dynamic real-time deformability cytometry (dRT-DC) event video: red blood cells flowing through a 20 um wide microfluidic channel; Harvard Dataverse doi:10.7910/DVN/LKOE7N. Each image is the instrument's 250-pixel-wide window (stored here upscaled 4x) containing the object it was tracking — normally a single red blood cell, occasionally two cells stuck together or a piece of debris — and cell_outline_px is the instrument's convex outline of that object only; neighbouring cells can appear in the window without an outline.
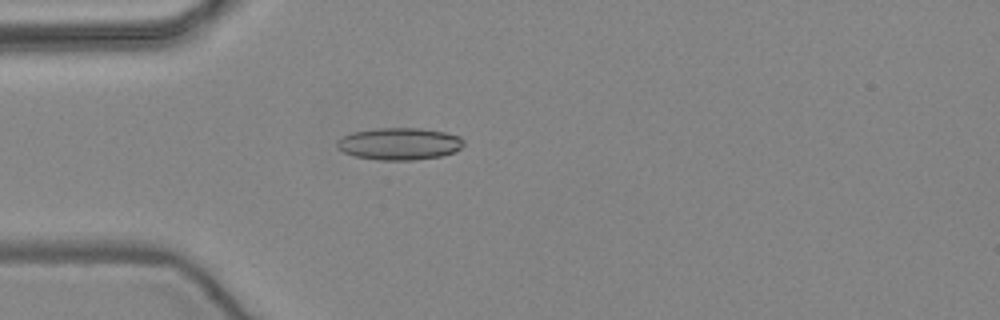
{"species": "common noctule bat (a hibernating species)", "species_latin": "Nyctalus noctula", "temperature_condition": "warm", "stored_images_in_passage": 52, "camera_frame_rate_fps": 3000, "um_per_image_px": 0.085, "animal": {"sex": "female", "body_mass_g": 24.6, "forearm_length_mm": 56.2}, "frame": {"image": 1, "passage_image": 15, "time_ms": 4.667, "image_size_px": [1000, 320], "cell_outline_px": [[464, 144], [456, 152], [440, 156], [412, 160], [380, 160], [356, 156], [344, 152], [336, 148], [336, 140], [352, 132], [376, 128], [420, 128], [444, 132], [460, 136], [464, 140]], "centroid_in_image_um": [33.95, 12.22], "position_along_channel_um": 51.1, "area_um2": 23.76}}
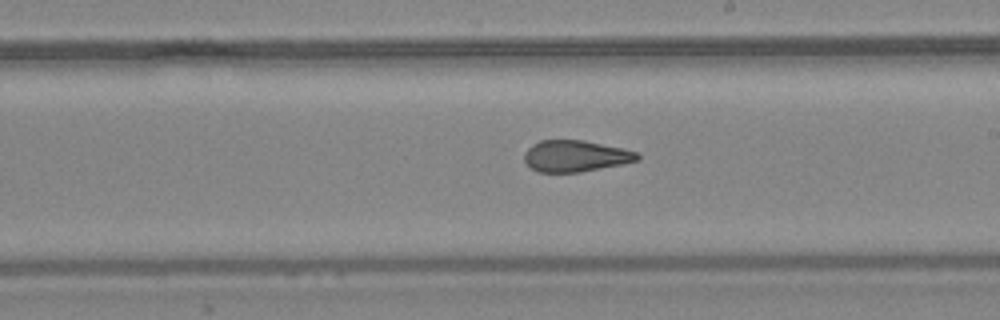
{"frame": {"image": 2, "passage_image": 30, "time_ms": 9.667, "image_size_px": [1000, 320], "cell_outline_px": [[640, 160], [580, 172], [536, 172], [524, 160], [524, 152], [532, 144], [540, 140], [584, 140], [620, 148], [636, 152], [640, 156]], "centroid_in_image_um": [48.88, 13.26], "position_along_channel_um": 240.1, "area_um2": 20.52}}
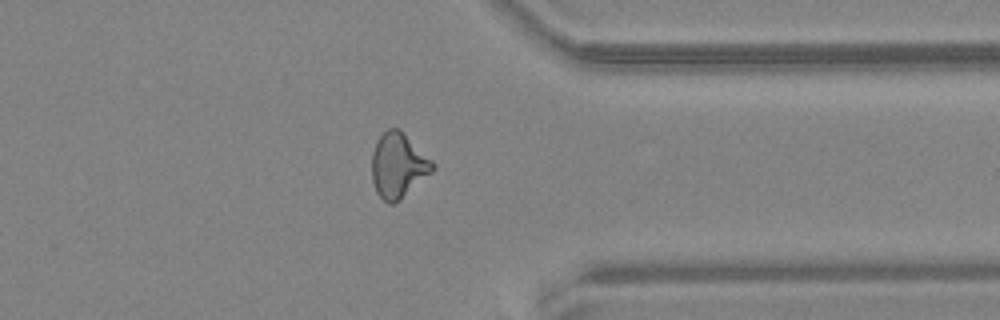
{"frame": {"image": 3, "passage_image": 41, "time_ms": 13.333, "image_size_px": [1000, 320], "cell_outline_px": [[436, 168], [432, 172], [400, 200], [392, 204], [388, 204], [376, 192], [372, 180], [372, 152], [376, 140], [388, 128], [400, 128], [436, 164]], "centroid_in_image_um": [33.85, 14.05], "position_along_channel_um": 377.5, "area_um2": 23.12}, "authors_computed_cell_mechanics": {"area_um2": 21.9929, "velocity_mm_per_s": 3.9594, "shape_relaxation_time_tau1_ms": null, "shape_relaxation_time_tau2_ms": 1.6703, "deformation_change_tau1": null, "deformation_change_tau2": 0.092}}